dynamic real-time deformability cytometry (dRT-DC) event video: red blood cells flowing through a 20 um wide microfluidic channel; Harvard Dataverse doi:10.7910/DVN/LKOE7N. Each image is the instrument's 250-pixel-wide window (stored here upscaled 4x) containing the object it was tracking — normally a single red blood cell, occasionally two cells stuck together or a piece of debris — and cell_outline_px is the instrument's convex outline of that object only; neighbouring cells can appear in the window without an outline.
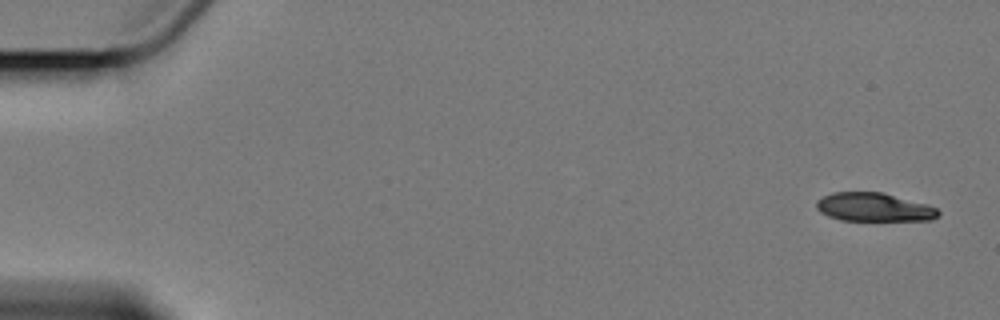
{"species": "Egyptian fruit bat (a non-hibernating species)", "species_latin": "Rousettus aegyptiacus", "temperature_condition": "cold", "stored_images_in_passage": 6, "camera_frame_rate_fps": 3000, "um_per_image_px": 0.085, "animal": {"sex": "female"}, "frame": {"image": 1, "passage_image": 1, "time_ms": 0.0, "image_size_px": [1000, 320], "cell_outline_px": [[940, 212], [932, 220], [840, 220], [828, 216], [820, 212], [816, 208], [816, 200], [832, 192], [880, 192], [928, 204], [936, 208]], "centroid_in_image_um": [74.25, 17.61], "position_along_channel_um": 10.7, "area_um2": 20.17}}
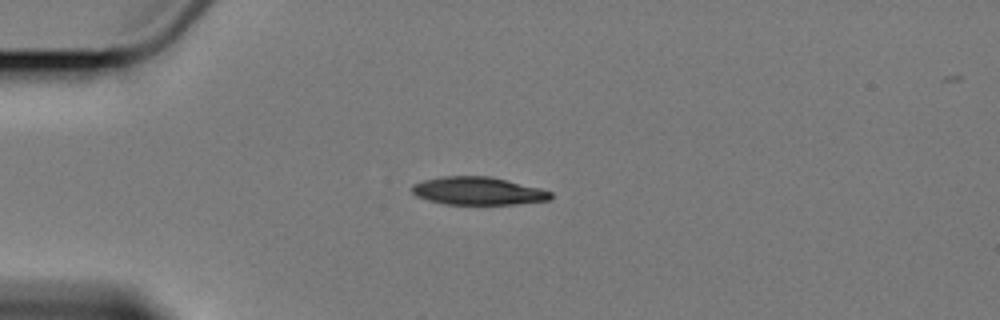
{"frame": {"image": 2, "passage_image": 4, "time_ms": 4.333, "image_size_px": [1000, 320], "cell_outline_px": [[552, 200], [516, 204], [444, 204], [428, 200], [416, 196], [412, 192], [412, 184], [424, 180], [440, 176], [488, 176], [540, 188], [552, 192]], "centroid_in_image_um": [40.62, 16.23], "position_along_channel_um": 44.4, "area_um2": 22.54}}
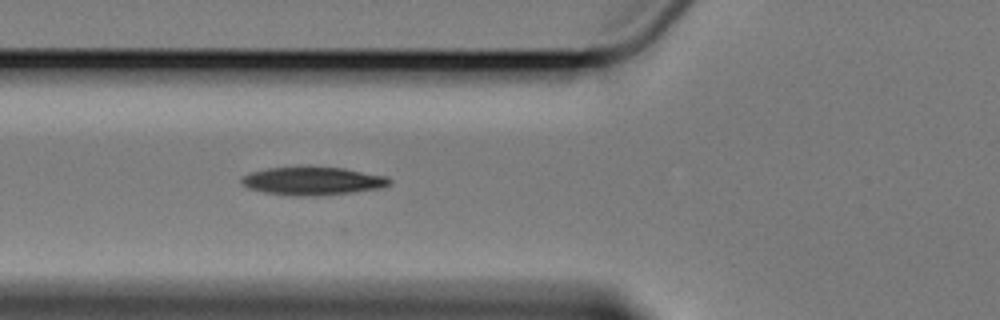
{"frame": {"image": 3, "passage_image": 6, "time_ms": 6.667, "image_size_px": [1000, 320], "cell_outline_px": [[392, 184], [380, 188], [352, 192], [300, 196], [264, 192], [248, 188], [240, 184], [240, 180], [248, 172], [268, 168], [344, 168], [388, 176], [392, 180]], "centroid_in_image_um": [26.59, 15.38], "position_along_channel_um": 99.2, "area_um2": 23.81}}